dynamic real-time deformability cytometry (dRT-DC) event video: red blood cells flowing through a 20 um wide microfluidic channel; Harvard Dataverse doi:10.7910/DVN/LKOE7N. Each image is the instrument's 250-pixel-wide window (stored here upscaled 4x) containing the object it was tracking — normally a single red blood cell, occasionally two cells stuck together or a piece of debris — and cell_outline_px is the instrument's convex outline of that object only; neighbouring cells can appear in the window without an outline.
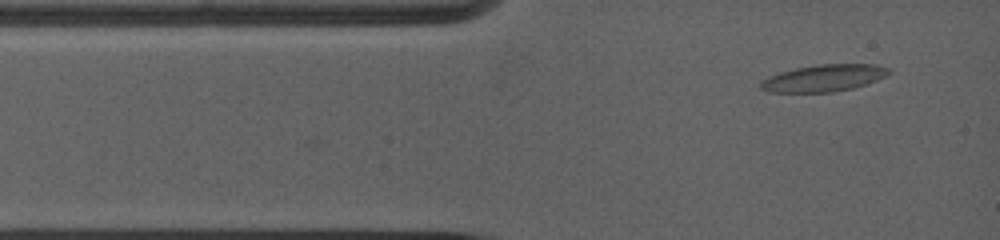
{"species": "common noctule bat (a hibernating species)", "species_latin": "Nyctalus noctula", "temperature_condition": "warm", "stored_images_in_passage": 3, "camera_frame_rate_fps": 5000, "um_per_image_px": 0.085, "animal": {"sex": "female", "body_mass_g": 19.0, "forearm_length_mm": 53.3}, "frame": {"image": 1, "passage_image": 3, "time_ms": 1.6, "image_size_px": [1000, 240], "cell_outline_px": [[892, 72], [876, 80], [852, 88], [832, 92], [768, 92], [760, 88], [760, 80], [768, 76], [780, 72], [796, 68], [816, 64], [876, 64], [888, 68]], "centroid_in_image_um": [69.98, 6.63], "position_along_channel_um": 15.0, "area_um2": 20.06}}